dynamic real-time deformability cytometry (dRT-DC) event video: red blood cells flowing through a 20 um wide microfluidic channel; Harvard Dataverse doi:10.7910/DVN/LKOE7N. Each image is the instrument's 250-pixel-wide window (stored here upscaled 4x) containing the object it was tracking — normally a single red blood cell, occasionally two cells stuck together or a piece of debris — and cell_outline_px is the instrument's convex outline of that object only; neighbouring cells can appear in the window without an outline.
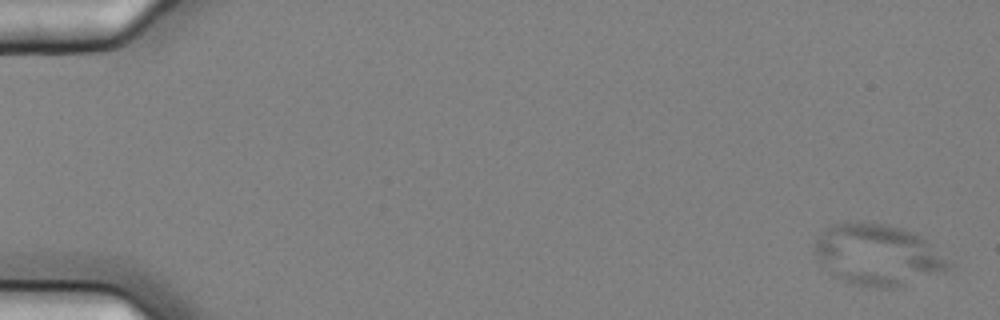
{"species": "common noctule bat (a hibernating species)", "species_latin": "Nyctalus noctula", "temperature_condition": "cold", "stored_images_in_passage": 6, "camera_frame_rate_fps": 3000, "um_per_image_px": 0.085, "animal": {"sex": "female", "body_mass_g": 25.1}, "frame": {"image": 1, "passage_image": 1, "time_ms": 0.0, "image_size_px": [1000, 320], "cell_outline_px": [[956, 264], [952, 268], [892, 288], [876, 288], [856, 284], [832, 276], [820, 268], [816, 260], [812, 248], [812, 244], [816, 236], [832, 224], [844, 220], [860, 220], [888, 224], [912, 232], [920, 236]], "centroid_in_image_um": [74.5, 21.62], "position_along_channel_um": 10.5, "area_um2": 48.73}}
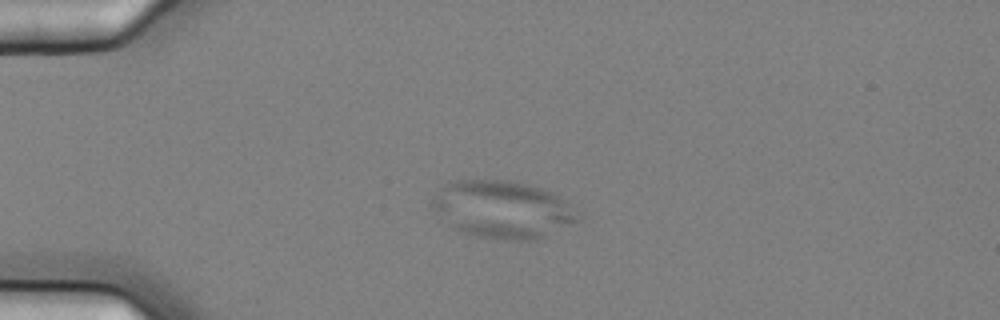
{"frame": {"image": 2, "passage_image": 4, "time_ms": 1.0, "image_size_px": [1000, 320], "cell_outline_px": [[584, 212], [580, 220], [536, 240], [496, 240], [456, 232], [432, 208], [432, 200], [440, 188], [456, 180], [512, 180], [528, 184], [552, 192]], "centroid_in_image_um": [42.77, 17.82], "position_along_channel_um": 42.2, "area_um2": 49.42}}
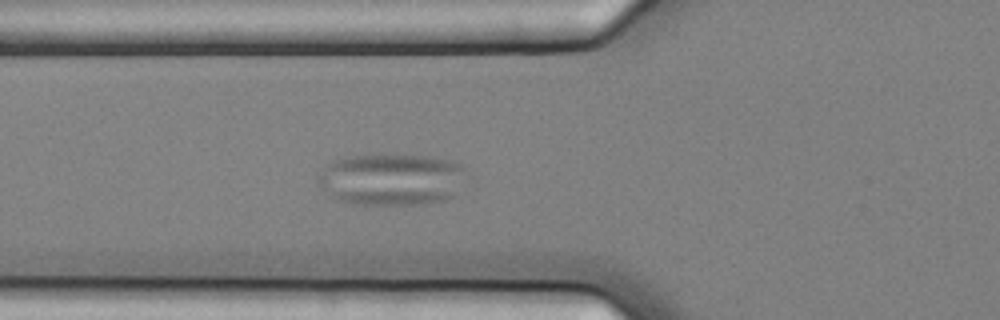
{"frame": {"image": 3, "passage_image": 6, "time_ms": 1.667, "image_size_px": [1000, 320], "cell_outline_px": [[464, 168], [452, 196], [444, 200], [416, 204], [360, 204], [340, 200], [320, 184], [316, 180], [316, 176], [328, 164], [336, 160], [352, 156], [432, 156], [460, 164]], "centroid_in_image_um": [33.23, 15.25], "position_along_channel_um": 92.6, "area_um2": 43.12}}